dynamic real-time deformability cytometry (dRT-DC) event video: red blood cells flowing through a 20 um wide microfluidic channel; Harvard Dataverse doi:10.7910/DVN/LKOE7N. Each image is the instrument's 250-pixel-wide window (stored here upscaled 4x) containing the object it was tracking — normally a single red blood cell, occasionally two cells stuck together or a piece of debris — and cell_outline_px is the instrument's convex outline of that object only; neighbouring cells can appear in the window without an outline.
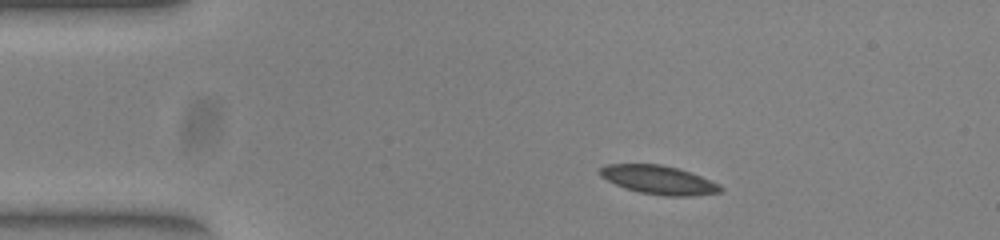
{"species": "common noctule bat (a hibernating species)", "species_latin": "Nyctalus noctula", "temperature_condition": "warm", "stored_images_in_passage": 44, "camera_frame_rate_fps": 3000, "um_per_image_px": 0.085, "animal": {"sex": "female", "body_mass_g": 23.0, "forearm_length_mm": 53.4}, "frame": {"image": 1, "passage_image": 1, "time_ms": 0.0, "image_size_px": [1000, 240], "cell_outline_px": [[724, 188], [720, 192], [688, 196], [664, 196], [640, 192], [616, 184], [600, 176], [600, 168], [608, 164], [660, 164], [676, 168], [700, 176], [720, 184]], "centroid_in_image_um": [56.01, 15.29], "position_along_channel_um": 29.0, "area_um2": 19.77}}
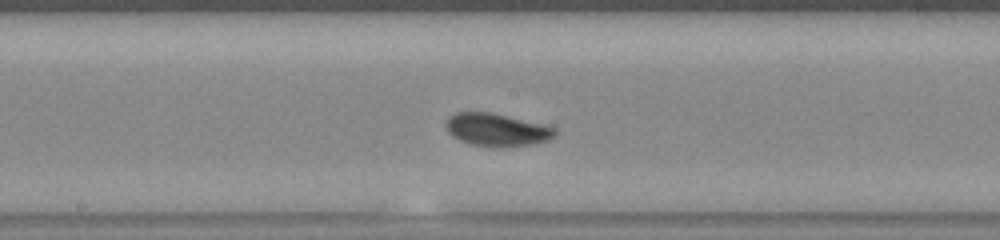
{"frame": {"image": 2, "passage_image": 19, "time_ms": 6.0, "image_size_px": [1000, 240], "cell_outline_px": [[556, 136], [548, 140], [532, 144], [508, 148], [468, 144], [452, 136], [448, 132], [448, 116], [456, 112], [492, 112], [556, 128]], "centroid_in_image_um": [42.24, 11.04], "position_along_channel_um": 206.0, "area_um2": 20.75}}
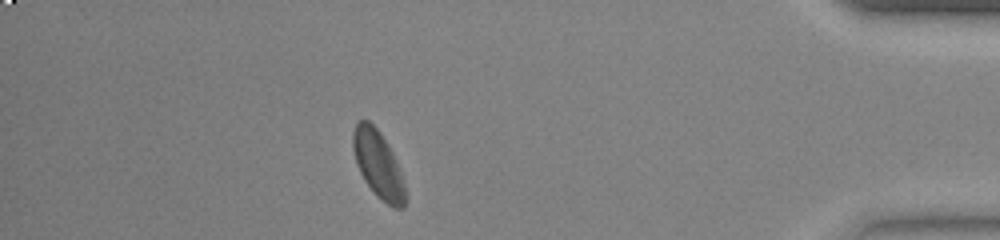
{"frame": {"image": 3, "passage_image": 38, "time_ms": 12.333, "image_size_px": [1000, 240], "cell_outline_px": [[404, 208], [392, 208], [376, 196], [364, 180], [356, 164], [352, 148], [352, 132], [356, 124], [360, 120], [368, 120], [376, 128], [392, 152], [404, 188]], "centroid_in_image_um": [32.08, 13.98], "position_along_channel_um": 403.1, "area_um2": 19.88}, "authors_computed_cell_mechanics": {"area_um2": 20.0566, "velocity_mm_per_s": 3.8696, "shape_relaxation_time_tau1_ms": 2.1832, "shape_relaxation_time_tau2_ms": 2.1288, "deformation_change_tau1": 0.0997, "deformation_change_tau2": 0.0488}}